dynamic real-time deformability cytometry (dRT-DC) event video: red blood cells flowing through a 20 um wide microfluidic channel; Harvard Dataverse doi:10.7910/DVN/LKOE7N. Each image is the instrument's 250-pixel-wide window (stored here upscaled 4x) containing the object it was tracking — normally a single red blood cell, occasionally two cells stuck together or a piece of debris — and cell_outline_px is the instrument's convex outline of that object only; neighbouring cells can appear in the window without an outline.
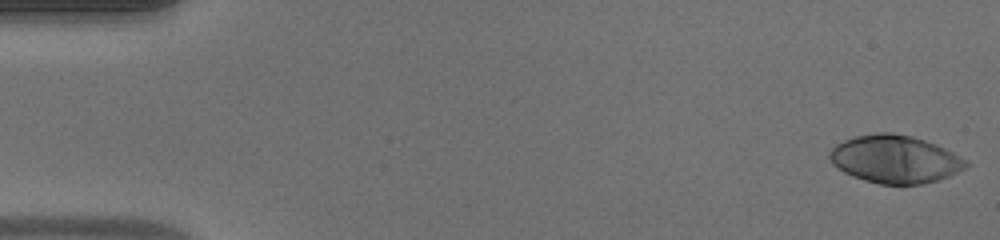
{"species": "human", "species_latin": "Homo sapiens", "temperature_condition": "warm", "stored_images_in_passage": 48, "camera_frame_rate_fps": 3000, "um_per_image_px": 0.085, "donor": {"sex": "male"}, "frame": {"image": 1, "passage_image": 1, "time_ms": 0.0, "image_size_px": [1000, 240], "cell_outline_px": [[968, 168], [948, 176], [924, 184], [880, 184], [864, 180], [852, 176], [844, 172], [832, 164], [828, 156], [828, 152], [836, 144], [844, 140], [856, 136], [876, 132], [892, 132], [912, 136], [924, 140], [944, 148], [968, 160]], "centroid_in_image_um": [76.06, 13.53], "position_along_channel_um": 8.9, "area_um2": 38.09}}
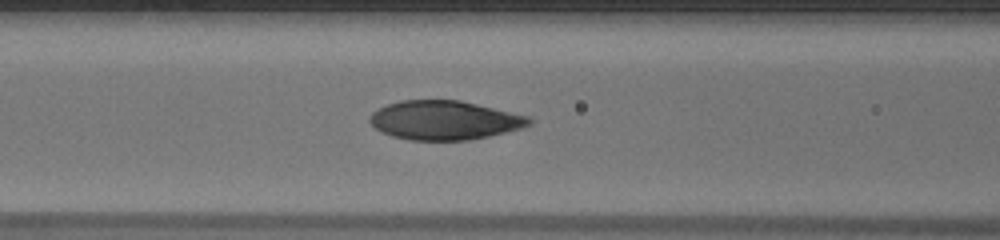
{"frame": {"image": 2, "passage_image": 20, "time_ms": 6.333, "image_size_px": [1000, 240], "cell_outline_px": [[532, 124], [520, 128], [488, 136], [468, 140], [408, 140], [392, 136], [380, 132], [368, 120], [372, 112], [388, 104], [400, 100], [460, 100], [528, 116], [532, 120]], "centroid_in_image_um": [37.75, 10.22], "position_along_channel_um": 128.9, "area_um2": 36.07}}
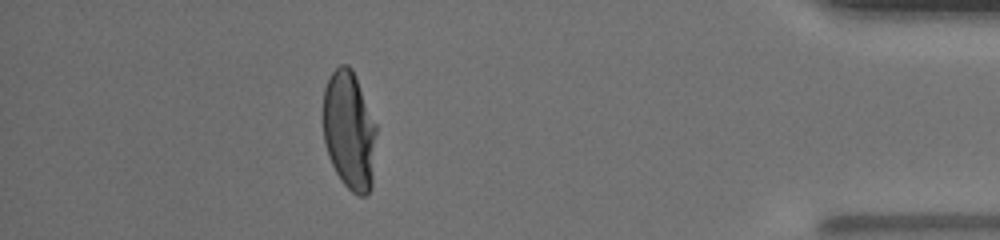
{"frame": {"image": 3, "passage_image": 43, "time_ms": 14.0, "image_size_px": [1000, 240], "cell_outline_px": [[376, 132], [372, 184], [368, 192], [364, 196], [360, 196], [352, 192], [340, 180], [328, 156], [324, 140], [324, 88], [332, 72], [340, 64], [348, 64], [352, 68], [356, 76], [376, 124]], "centroid_in_image_um": [29.69, 11.08], "position_along_channel_um": 405.5, "area_um2": 36.76}, "authors_computed_cell_mechanics": {"area_um2": 37.2232, "velocity_mm_per_s": 4.2281, "shape_relaxation_time_tau1_ms": 4.8323, "shape_relaxation_time_tau2_ms": null, "deformation_change_tau1": 0.2671, "deformation_change_tau2": null}}